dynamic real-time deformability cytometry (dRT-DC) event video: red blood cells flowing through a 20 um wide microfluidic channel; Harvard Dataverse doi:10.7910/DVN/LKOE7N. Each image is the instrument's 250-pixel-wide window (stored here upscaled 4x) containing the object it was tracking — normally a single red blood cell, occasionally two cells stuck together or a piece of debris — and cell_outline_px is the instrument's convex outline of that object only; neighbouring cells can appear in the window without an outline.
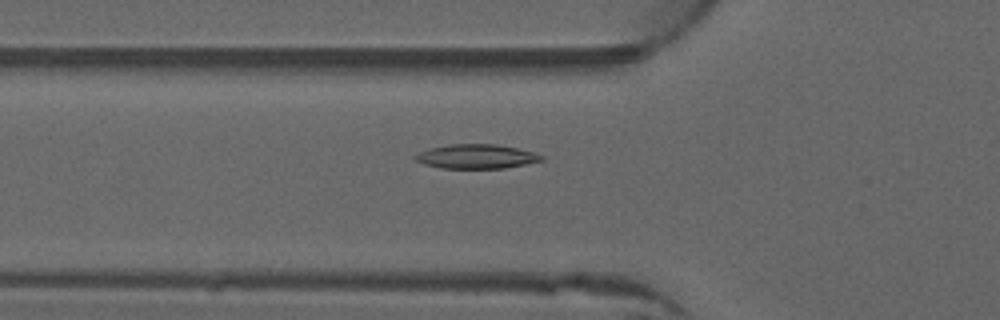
{"species": "common noctule bat (a hibernating species)", "species_latin": "Nyctalus noctula", "temperature_condition": "warm", "stored_images_in_passage": 8, "camera_frame_rate_fps": 3000, "um_per_image_px": 0.085, "animal": {"sex": "male", "forearm_length_mm": 52.5}, "frame": {"image": 1, "passage_image": 3, "time_ms": 0.667, "image_size_px": [1000, 320], "cell_outline_px": [[544, 160], [504, 168], [440, 168], [424, 164], [416, 160], [412, 156], [428, 148], [448, 144], [496, 144], [516, 148], [532, 152], [544, 156]], "centroid_in_image_um": [40.45, 13.29], "position_along_channel_um": 85.3, "area_um2": 17.8}}
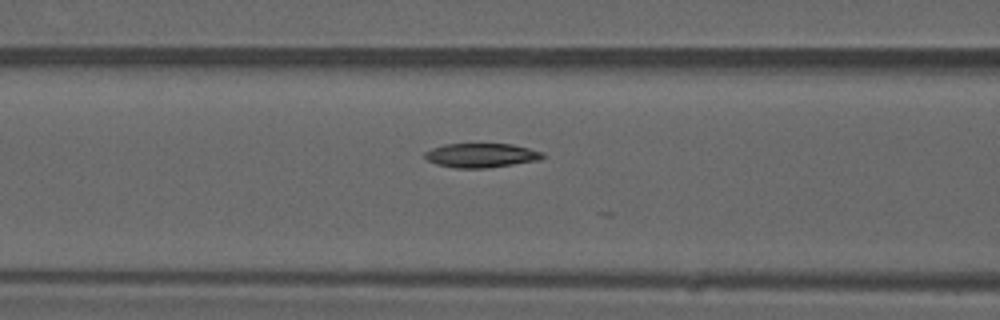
{"frame": {"image": 2, "passage_image": 6, "time_ms": 1.667, "image_size_px": [1000, 320], "cell_outline_px": [[544, 156], [540, 160], [488, 168], [452, 168], [436, 164], [428, 160], [424, 156], [424, 152], [432, 148], [444, 144], [512, 144], [544, 152]], "centroid_in_image_um": [40.9, 13.21], "position_along_channel_um": 125.7, "area_um2": 16.7}}